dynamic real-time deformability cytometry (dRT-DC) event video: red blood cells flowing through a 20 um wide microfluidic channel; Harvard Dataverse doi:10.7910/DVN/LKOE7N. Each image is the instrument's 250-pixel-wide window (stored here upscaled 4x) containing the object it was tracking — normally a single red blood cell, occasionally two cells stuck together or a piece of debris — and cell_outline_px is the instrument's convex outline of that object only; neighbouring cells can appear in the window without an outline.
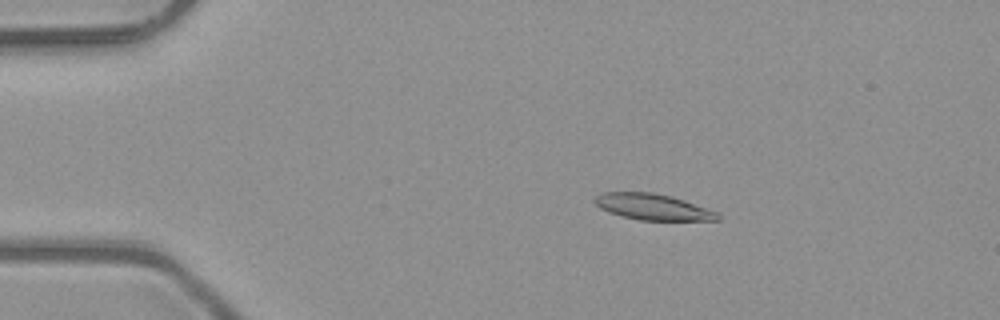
{"species": "common noctule bat (a hibernating species)", "species_latin": "Nyctalus noctula", "temperature_condition": "room temperature", "stored_images_in_passage": 3, "camera_frame_rate_fps": 3000, "um_per_image_px": 0.085, "animal": {"sex": "male", "body_mass_g": 23.1, "forearm_length_mm": 52.7}, "frame": {"image": 1, "passage_image": 2, "time_ms": 0.333, "image_size_px": [1000, 320], "cell_outline_px": [[720, 220], [640, 220], [620, 216], [608, 212], [600, 208], [592, 200], [596, 196], [604, 192], [652, 192], [672, 196], [720, 212]], "centroid_in_image_um": [55.5, 17.59], "position_along_channel_um": 29.5, "area_um2": 18.84}}